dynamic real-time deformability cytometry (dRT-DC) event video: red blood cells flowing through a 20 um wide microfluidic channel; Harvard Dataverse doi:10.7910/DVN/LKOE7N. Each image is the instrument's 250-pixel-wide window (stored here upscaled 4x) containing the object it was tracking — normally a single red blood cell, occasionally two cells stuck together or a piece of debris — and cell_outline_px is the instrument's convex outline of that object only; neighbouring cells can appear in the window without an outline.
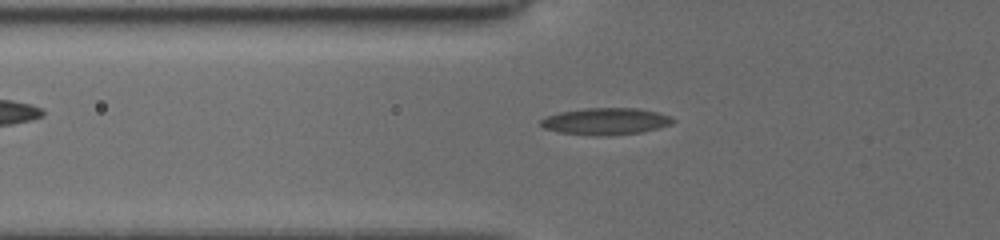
{"species": "common noctule bat (a hibernating species)", "species_latin": "Nyctalus noctula", "temperature_condition": "cold", "stored_images_in_passage": 21, "camera_frame_rate_fps": 3000, "um_per_image_px": 0.085, "animal": {"sex": "female", "body_mass_g": 19.5, "forearm_length_mm": 54.1}, "frame": {"image": 1, "passage_image": 7, "time_ms": 1.333, "image_size_px": [1000, 240], "cell_outline_px": [[676, 120], [672, 124], [640, 132], [596, 136], [560, 132], [544, 128], [540, 124], [540, 120], [548, 116], [560, 112], [588, 108], [636, 108], [656, 112], [668, 116]], "centroid_in_image_um": [51.47, 10.31], "position_along_channel_um": 74.3, "area_um2": 20.23}}
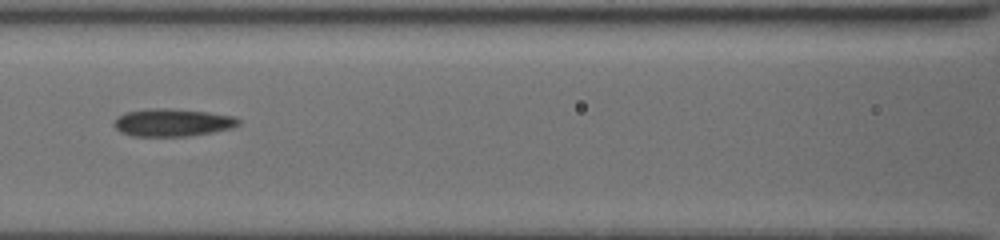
{"frame": {"image": 2, "passage_image": 14, "time_ms": 3.333, "image_size_px": [1000, 240], "cell_outline_px": [[240, 124], [232, 128], [212, 132], [188, 136], [132, 136], [120, 132], [112, 124], [124, 112], [144, 108], [164, 108], [208, 112], [232, 116], [240, 120]], "centroid_in_image_um": [14.63, 10.41], "position_along_channel_um": 152.0, "area_um2": 20.06}}
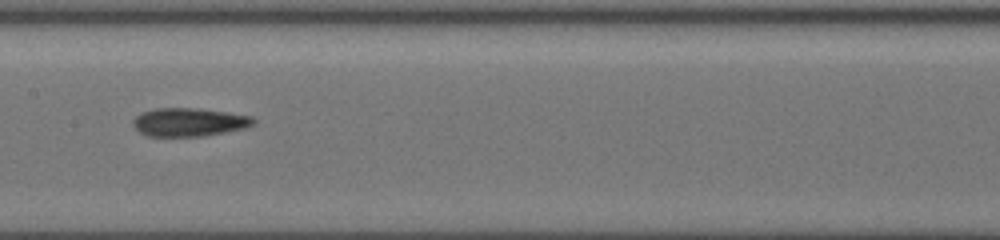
{"frame": {"image": 3, "passage_image": 18, "time_ms": 4.333, "image_size_px": [1000, 240], "cell_outline_px": [[256, 120], [252, 124], [244, 128], [224, 132], [200, 136], [148, 136], [140, 132], [132, 124], [132, 120], [136, 116], [144, 112], [156, 108], [192, 108], [224, 112], [252, 116]], "centroid_in_image_um": [16.04, 10.38], "position_along_channel_um": 191.4, "area_um2": 19.54}}